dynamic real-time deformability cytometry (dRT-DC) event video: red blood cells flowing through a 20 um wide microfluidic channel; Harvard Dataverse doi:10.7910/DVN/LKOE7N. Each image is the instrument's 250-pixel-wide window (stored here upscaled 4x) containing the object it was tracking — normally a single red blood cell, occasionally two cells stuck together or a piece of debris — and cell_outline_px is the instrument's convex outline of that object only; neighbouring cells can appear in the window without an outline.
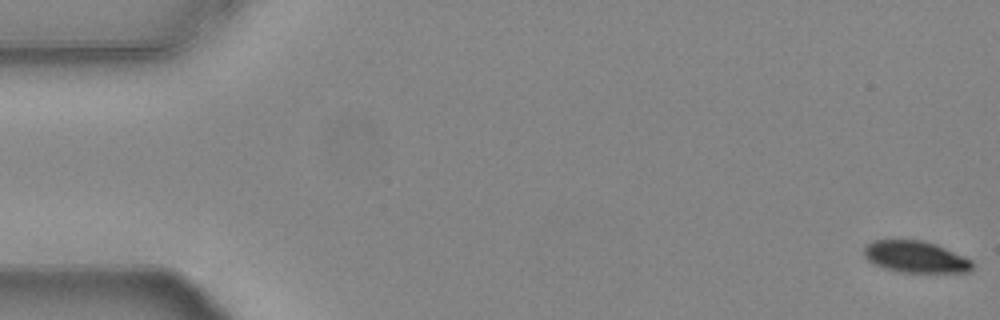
{"species": "common noctule bat (a hibernating species)", "species_latin": "Nyctalus noctula", "temperature_condition": "warm", "stored_images_in_passage": 32, "camera_frame_rate_fps": 3000, "um_per_image_px": 0.085, "animal": {"sex": "female", "body_mass_g": 24.6, "forearm_length_mm": 56.2}, "frame": {"image": 1, "passage_image": 1, "time_ms": 0.0, "image_size_px": [1000, 320], "cell_outline_px": [[972, 268], [968, 272], [900, 272], [884, 268], [868, 260], [864, 256], [864, 248], [872, 240], [920, 240], [936, 244], [964, 256], [972, 260]], "centroid_in_image_um": [77.82, 21.83], "position_along_channel_um": 7.2, "area_um2": 19.83}}
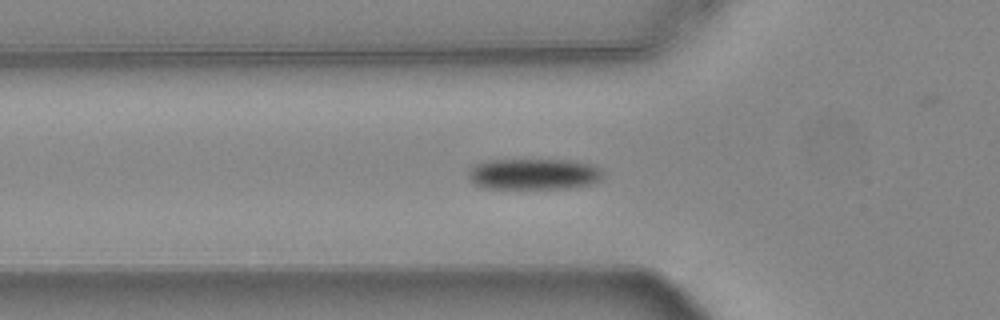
{"frame": {"image": 2, "passage_image": 19, "time_ms": 6.0, "image_size_px": [1000, 320], "cell_outline_px": [[604, 176], [600, 180], [592, 184], [568, 188], [484, 188], [472, 184], [468, 180], [468, 168], [476, 164], [488, 160], [572, 160], [592, 164], [600, 168], [604, 172]], "centroid_in_image_um": [45.36, 14.79], "position_along_channel_um": 80.4, "area_um2": 24.74}}
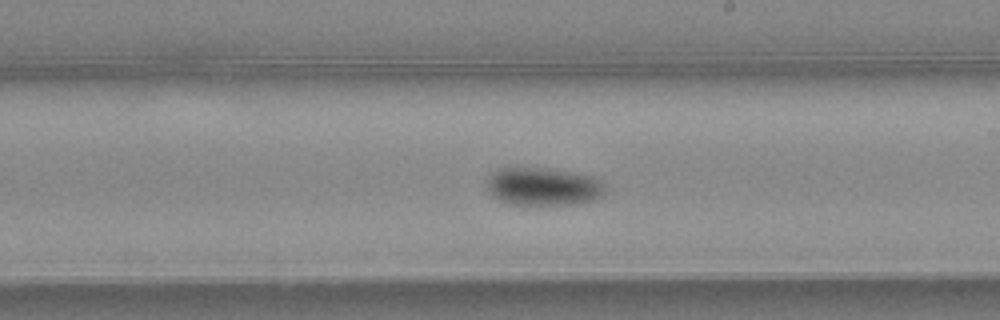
{"frame": {"image": 3, "passage_image": 32, "time_ms": 10.333, "image_size_px": [1000, 320], "cell_outline_px": [[604, 192], [600, 196], [592, 200], [576, 204], [512, 204], [500, 200], [492, 196], [488, 192], [484, 184], [488, 176], [496, 168], [548, 168], [592, 176], [600, 180], [604, 184]], "centroid_in_image_um": [46.1, 15.84], "position_along_channel_um": 242.9, "area_um2": 26.24}}